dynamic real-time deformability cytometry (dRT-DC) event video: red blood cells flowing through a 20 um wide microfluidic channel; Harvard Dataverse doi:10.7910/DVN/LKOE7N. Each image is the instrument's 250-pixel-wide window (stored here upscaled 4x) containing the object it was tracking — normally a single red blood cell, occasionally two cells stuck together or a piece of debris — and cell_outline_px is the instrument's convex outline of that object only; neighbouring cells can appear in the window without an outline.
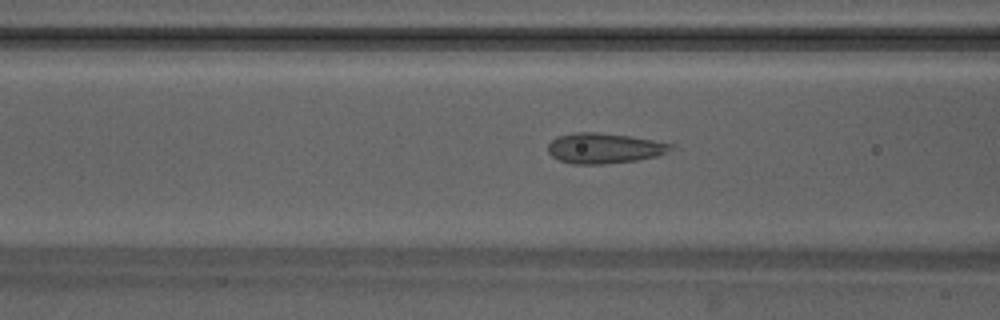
{"species": "Egyptian fruit bat (a non-hibernating species)", "species_latin": "Rousettus aegyptiacus", "temperature_condition": "warm", "stored_images_in_passage": 43, "camera_frame_rate_fps": 3000, "um_per_image_px": 0.085, "animal": {"sex": "male"}, "frame": {"image": 1, "passage_image": 14, "time_ms": 4.333, "image_size_px": [1000, 320], "cell_outline_px": [[676, 148], [656, 156], [636, 160], [604, 164], [572, 164], [560, 160], [552, 156], [548, 152], [548, 144], [556, 136], [576, 132], [596, 132], [632, 136], [672, 144]], "centroid_in_image_um": [51.34, 12.59], "position_along_channel_um": 115.3, "area_um2": 21.73}}
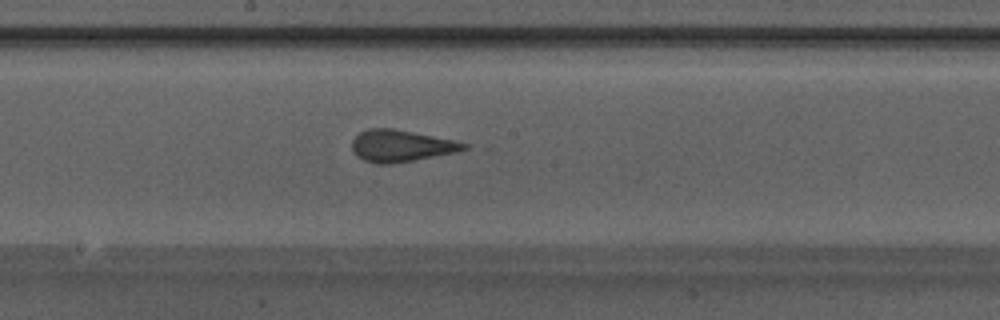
{"frame": {"image": 2, "passage_image": 21, "time_ms": 6.667, "image_size_px": [1000, 320], "cell_outline_px": [[468, 148], [456, 152], [392, 164], [376, 164], [364, 160], [356, 156], [352, 152], [352, 140], [360, 132], [368, 128], [392, 128], [452, 140], [468, 144]], "centroid_in_image_um": [34.03, 12.4], "position_along_channel_um": 214.2, "area_um2": 20.58}}
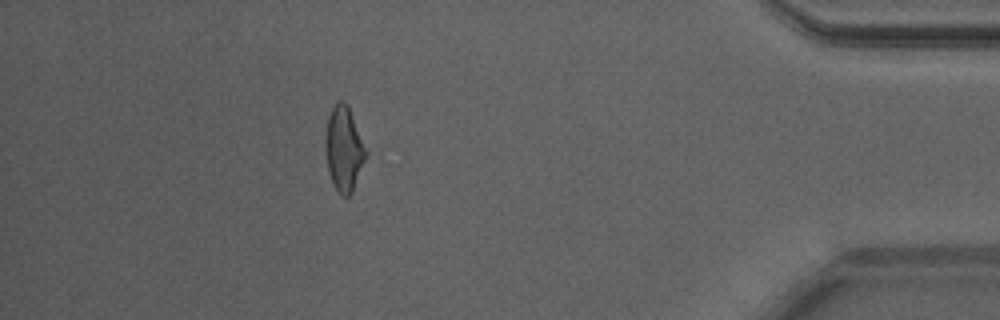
{"frame": {"image": 3, "passage_image": 38, "time_ms": 12.333, "image_size_px": [1000, 320], "cell_outline_px": [[368, 152], [352, 192], [348, 196], [344, 196], [336, 188], [328, 172], [324, 144], [324, 140], [328, 116], [332, 108], [340, 100], [344, 100], [348, 104]], "centroid_in_image_um": [29.23, 12.6], "position_along_channel_um": 406.0, "area_um2": 19.94}, "authors_computed_cell_mechanics": {"area_um2": 20.6346, "velocity_mm_per_s": 4.2403, "shape_relaxation_time_tau1_ms": 5.1012, "shape_relaxation_time_tau2_ms": 0.9978, "deformation_change_tau1": 0.125, "deformation_change_tau2": 0.077}}